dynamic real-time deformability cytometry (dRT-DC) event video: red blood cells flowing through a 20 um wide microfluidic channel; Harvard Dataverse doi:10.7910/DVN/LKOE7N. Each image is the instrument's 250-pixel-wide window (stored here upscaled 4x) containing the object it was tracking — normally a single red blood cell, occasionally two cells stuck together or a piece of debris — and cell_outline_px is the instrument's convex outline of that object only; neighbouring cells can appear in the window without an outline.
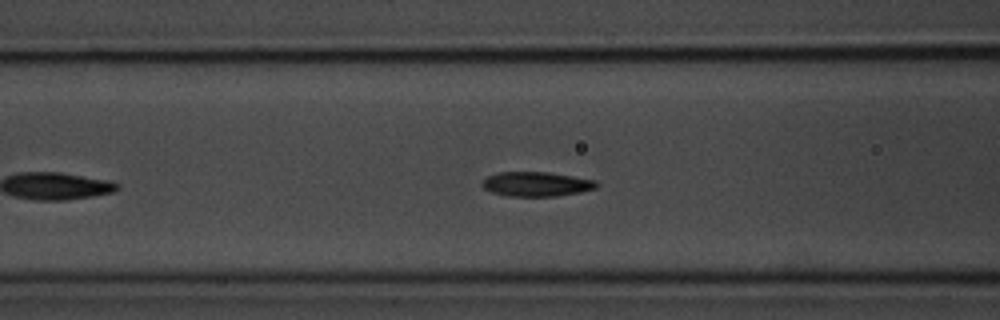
{"species": "common noctule bat (a hibernating species)", "species_latin": "Nyctalus noctula", "temperature_condition": "room temperature", "stored_images_in_passage": 39, "camera_frame_rate_fps": 3000, "um_per_image_px": 0.085, "animal": {"sex": "male", "body_mass_g": 20.1, "forearm_length_mm": 53.5}, "frame": {"image": 1, "passage_image": 12, "time_ms": 3.667, "image_size_px": [1000, 320], "cell_outline_px": [[600, 184], [596, 188], [580, 192], [556, 196], [508, 196], [492, 192], [484, 188], [480, 184], [480, 180], [496, 172], [548, 172], [596, 180]], "centroid_in_image_um": [45.57, 15.64], "position_along_channel_um": 121.0, "area_um2": 16.47}}
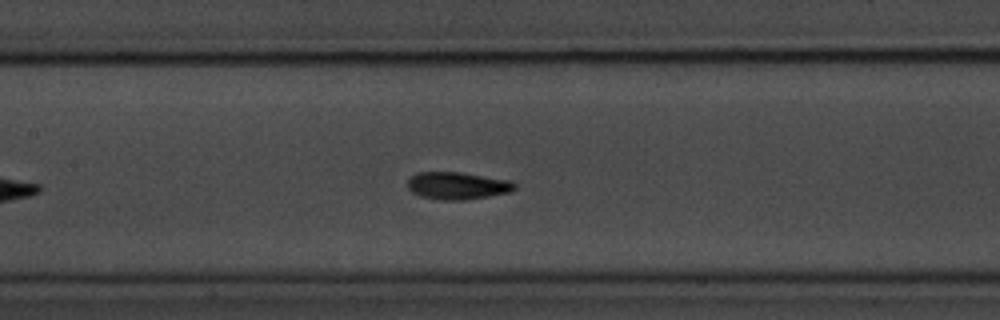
{"frame": {"image": 2, "passage_image": 16, "time_ms": 5.0, "image_size_px": [1000, 320], "cell_outline_px": [[516, 188], [508, 192], [488, 196], [464, 200], [444, 200], [420, 196], [412, 192], [408, 188], [408, 180], [416, 172], [460, 172], [512, 180], [516, 184]], "centroid_in_image_um": [38.89, 15.77], "position_along_channel_um": 168.5, "area_um2": 17.05}}
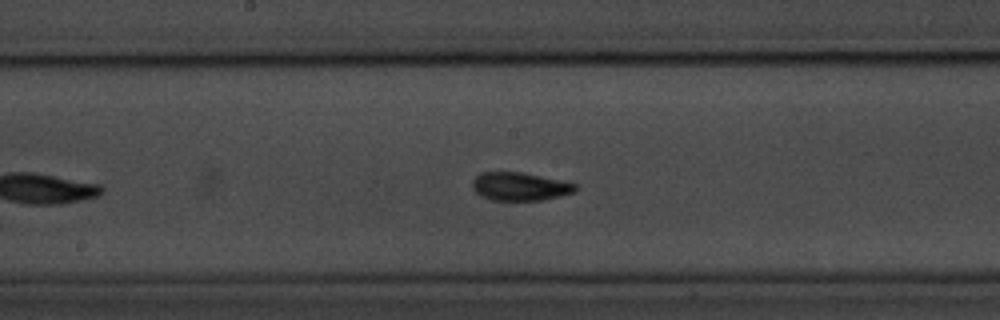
{"frame": {"image": 3, "passage_image": 19, "time_ms": 6.0, "image_size_px": [1000, 320], "cell_outline_px": [[580, 188], [576, 192], [544, 200], [492, 200], [480, 196], [472, 188], [472, 180], [480, 172], [524, 172], [576, 184]], "centroid_in_image_um": [44.2, 15.85], "position_along_channel_um": 204.0, "area_um2": 17.11}, "authors_computed_cell_mechanics": {"area_um2": 16.6464, "velocity_mm_per_s": 3.5452, "shape_relaxation_time_tau1_ms": 10.3025, "shape_relaxation_time_tau2_ms": 2.1213, "deformation_change_tau1": 0.3711, "deformation_change_tau2": 0.0812}}